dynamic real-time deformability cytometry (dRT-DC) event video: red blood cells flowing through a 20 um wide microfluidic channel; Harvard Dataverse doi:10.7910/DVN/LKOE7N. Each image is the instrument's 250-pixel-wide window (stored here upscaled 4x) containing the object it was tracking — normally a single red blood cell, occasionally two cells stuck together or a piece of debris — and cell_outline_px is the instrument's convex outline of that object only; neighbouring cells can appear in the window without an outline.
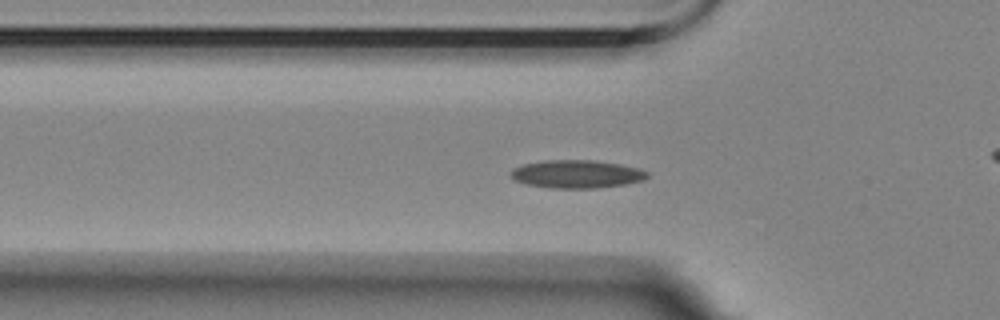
{"species": "Egyptian fruit bat (a non-hibernating species)", "species_latin": "Rousettus aegyptiacus", "temperature_condition": "room temperature", "stored_images_in_passage": 48, "camera_frame_rate_fps": 3000, "um_per_image_px": 0.085, "animal": {"sex": "female"}, "frame": {"image": 1, "passage_image": 8, "time_ms": 2.333, "image_size_px": [1000, 320], "cell_outline_px": [[648, 176], [644, 180], [624, 184], [596, 188], [552, 188], [524, 184], [512, 180], [508, 172], [512, 168], [524, 164], [544, 160], [596, 160], [620, 164], [640, 168], [648, 172]], "centroid_in_image_um": [48.97, 14.79], "position_along_channel_um": 76.8, "area_um2": 22.6}}
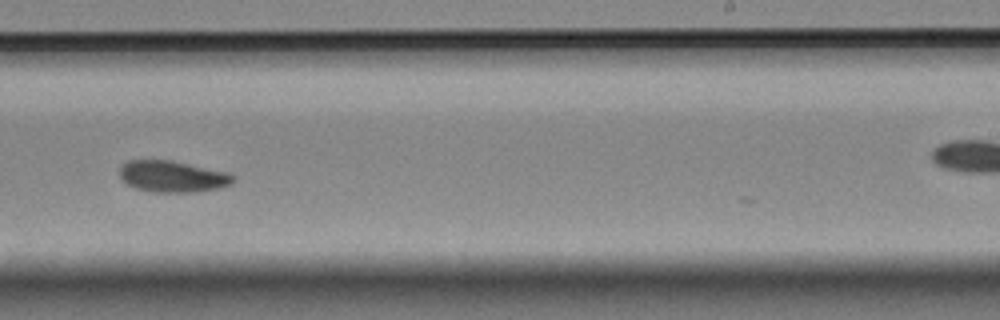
{"frame": {"image": 2, "passage_image": 25, "time_ms": 8.0, "image_size_px": [1000, 320], "cell_outline_px": [[236, 180], [232, 184], [216, 188], [192, 192], [156, 192], [136, 188], [128, 184], [120, 176], [120, 168], [128, 160], [172, 160], [228, 172], [236, 176]], "centroid_in_image_um": [14.71, 14.99], "position_along_channel_um": 274.3, "area_um2": 20.69}}
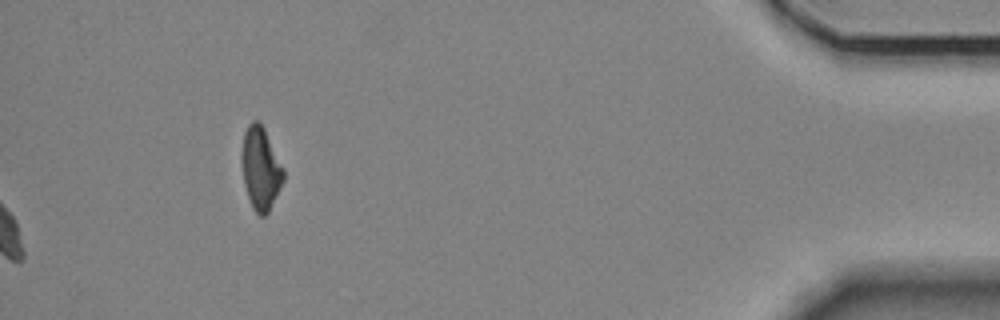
{"frame": {"image": 3, "passage_image": 48, "time_ms": 15.667, "image_size_px": [1000, 320], "cell_outline_px": [[284, 180], [268, 212], [264, 216], [260, 216], [252, 208], [244, 184], [240, 160], [240, 156], [244, 132], [248, 124], [252, 120], [256, 120], [264, 128], [284, 168]], "centroid_in_image_um": [22.13, 14.3], "position_along_channel_um": 413.1, "area_um2": 20.23}, "authors_computed_cell_mechanics": {"area_um2": 20.519, "velocity_mm_per_s": 3.483, "shape_relaxation_time_tau1_ms": 6.825, "shape_relaxation_time_tau2_ms": 6.4806, "deformation_change_tau1": 0.1292, "deformation_change_tau2": 0.1027}}